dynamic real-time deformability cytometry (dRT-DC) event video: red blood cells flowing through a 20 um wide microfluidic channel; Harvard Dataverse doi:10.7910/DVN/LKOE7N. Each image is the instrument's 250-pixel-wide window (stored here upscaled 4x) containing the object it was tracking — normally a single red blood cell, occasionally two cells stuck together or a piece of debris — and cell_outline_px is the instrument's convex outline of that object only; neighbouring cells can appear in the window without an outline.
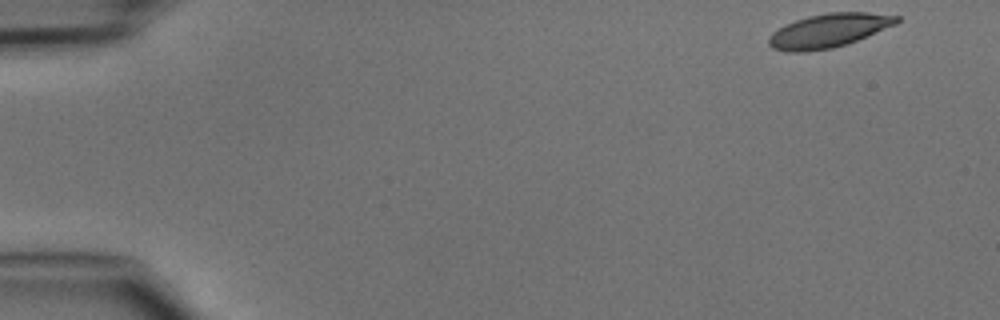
{"species": "common noctule bat (a hibernating species)", "species_latin": "Nyctalus noctula", "temperature_condition": "cold", "stored_images_in_passage": 46, "camera_frame_rate_fps": 3000, "um_per_image_px": 0.085, "animal": {"sex": "male", "body_mass_g": 15.6}, "frame": {"image": 1, "passage_image": 1, "time_ms": 0.0, "image_size_px": [1000, 320], "cell_outline_px": [[900, 20], [896, 24], [848, 44], [832, 48], [800, 52], [788, 52], [772, 48], [768, 44], [768, 36], [772, 32], [784, 24], [808, 16], [828, 12], [868, 12], [900, 16]], "centroid_in_image_um": [70.42, 2.6], "position_along_channel_um": 14.6, "area_um2": 25.32}}
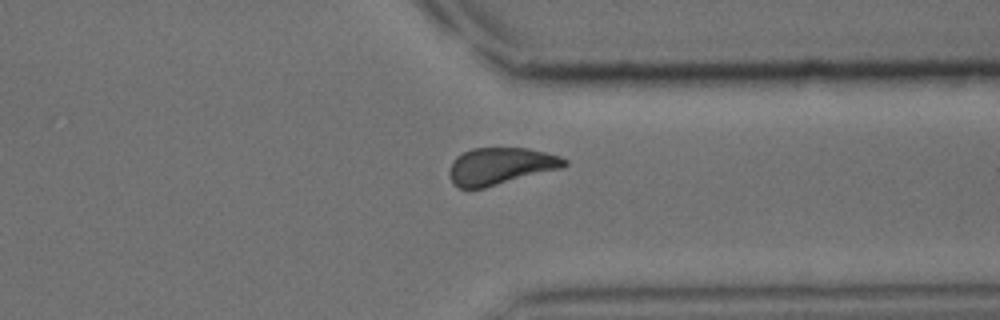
{"frame": {"image": 2, "passage_image": 35, "time_ms": 11.333, "image_size_px": [1000, 320], "cell_outline_px": [[568, 164], [564, 168], [484, 188], [460, 188], [452, 184], [448, 176], [448, 172], [452, 160], [456, 156], [472, 148], [528, 148], [560, 156], [568, 160]], "centroid_in_image_um": [42.54, 14.12], "position_along_channel_um": 368.9, "area_um2": 25.14}}
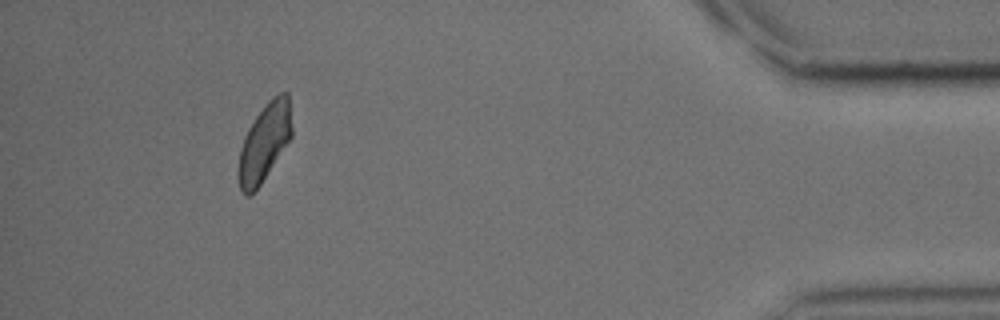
{"frame": {"image": 3, "passage_image": 42, "time_ms": 13.667, "image_size_px": [1000, 320], "cell_outline_px": [[292, 136], [260, 184], [248, 196], [244, 196], [240, 192], [236, 176], [236, 172], [240, 148], [244, 136], [248, 128], [256, 116], [268, 100], [272, 96], [280, 92], [288, 92], [292, 128]], "centroid_in_image_um": [22.44, 12.12], "position_along_channel_um": 412.8, "area_um2": 24.33}}